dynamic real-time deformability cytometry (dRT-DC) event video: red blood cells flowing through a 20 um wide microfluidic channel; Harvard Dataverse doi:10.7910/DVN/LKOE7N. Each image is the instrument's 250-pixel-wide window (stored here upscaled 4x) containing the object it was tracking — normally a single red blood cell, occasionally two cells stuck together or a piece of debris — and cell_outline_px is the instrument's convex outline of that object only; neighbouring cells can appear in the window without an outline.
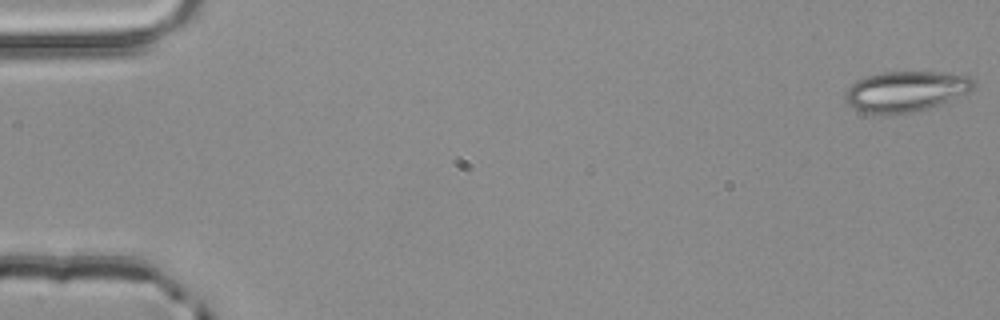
{"species": "common noctule bat (a hibernating species)", "species_latin": "Nyctalus noctula", "temperature_condition": "room temperature", "stored_images_in_passage": 3, "camera_frame_rate_fps": 3000, "um_per_image_px": 0.085, "animal": {"sex": "male", "body_mass_g": 20.4}, "frame": {"image": 1, "passage_image": 1, "time_ms": 0.0, "image_size_px": [1000, 320], "cell_outline_px": [[976, 84], [968, 92], [928, 108], [908, 112], [864, 112], [848, 104], [844, 96], [848, 88], [856, 80], [868, 76], [884, 72], [952, 72], [972, 76]], "centroid_in_image_um": [77.04, 7.71], "position_along_channel_um": 8.0, "area_um2": 29.65}}
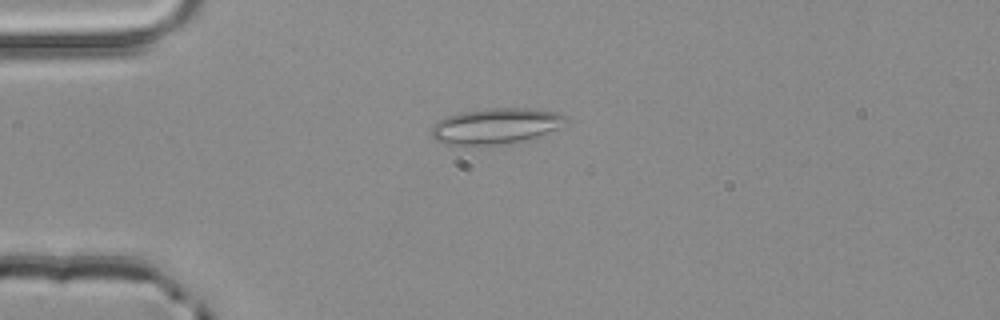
{"frame": {"image": 2, "passage_image": 3, "time_ms": 0.667, "image_size_px": [1000, 320], "cell_outline_px": [[568, 124], [544, 136], [508, 144], [476, 148], [468, 148], [448, 144], [436, 140], [432, 136], [432, 124], [448, 116], [460, 112], [488, 108], [532, 108], [560, 112], [568, 116]], "centroid_in_image_um": [42.22, 10.75], "position_along_channel_um": 42.8, "area_um2": 29.48}}